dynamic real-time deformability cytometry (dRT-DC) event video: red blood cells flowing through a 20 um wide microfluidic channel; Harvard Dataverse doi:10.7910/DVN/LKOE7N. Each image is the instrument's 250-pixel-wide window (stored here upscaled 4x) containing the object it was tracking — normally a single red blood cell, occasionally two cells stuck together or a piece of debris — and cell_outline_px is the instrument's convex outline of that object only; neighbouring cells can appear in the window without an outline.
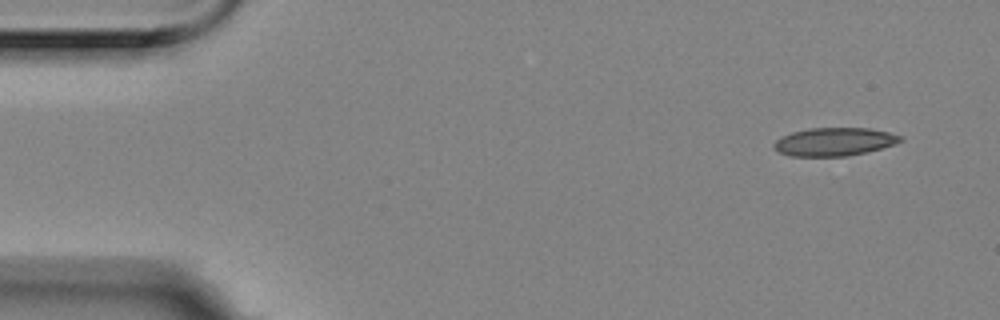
{"species": "Egyptian fruit bat (a non-hibernating species)", "species_latin": "Rousettus aegyptiacus", "temperature_condition": "room temperature", "stored_images_in_passage": 5, "camera_frame_rate_fps": 3000, "um_per_image_px": 0.085, "animal": {"sex": "female"}, "frame": {"image": 1, "passage_image": 1, "time_ms": 0.0, "image_size_px": [1000, 320], "cell_outline_px": [[904, 140], [880, 148], [848, 156], [788, 156], [780, 152], [772, 144], [776, 140], [792, 132], [808, 128], [868, 128], [888, 132], [904, 136]], "centroid_in_image_um": [70.92, 12.04], "position_along_channel_um": 14.1, "area_um2": 20.58}}
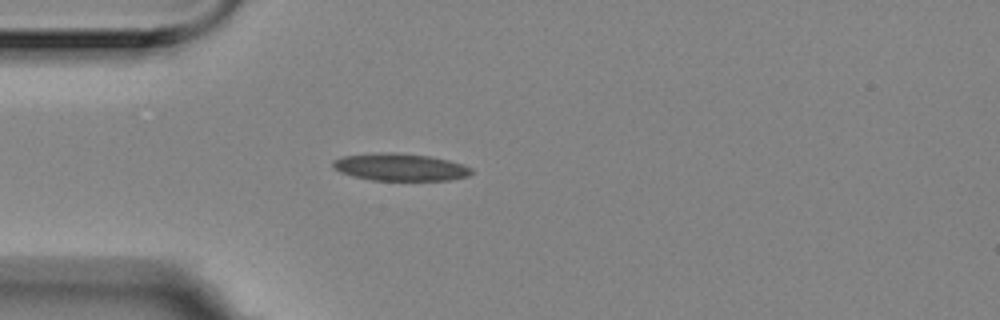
{"frame": {"image": 2, "passage_image": 4, "time_ms": 1.0, "image_size_px": [1000, 320], "cell_outline_px": [[472, 172], [468, 176], [448, 180], [372, 180], [352, 176], [340, 172], [332, 164], [332, 160], [340, 156], [380, 152], [392, 152], [428, 156], [448, 160], [472, 168]], "centroid_in_image_um": [33.97, 14.2], "position_along_channel_um": 51.0, "area_um2": 21.96}}